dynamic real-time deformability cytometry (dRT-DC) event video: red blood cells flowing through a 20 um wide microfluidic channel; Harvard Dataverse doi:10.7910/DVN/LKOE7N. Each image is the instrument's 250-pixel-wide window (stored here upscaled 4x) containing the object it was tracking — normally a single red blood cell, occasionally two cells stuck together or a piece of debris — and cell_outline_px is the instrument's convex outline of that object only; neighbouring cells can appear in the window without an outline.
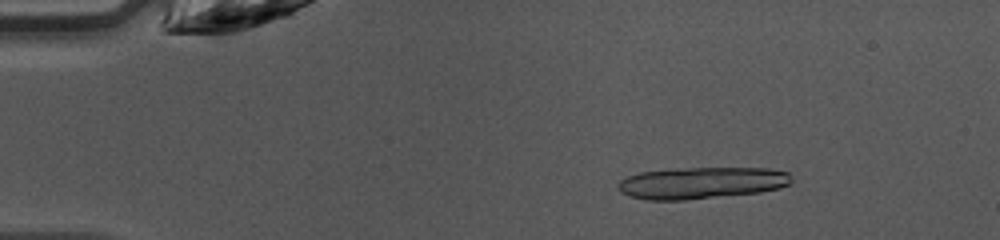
{"species": "common noctule bat (a hibernating species)", "species_latin": "Nyctalus noctula", "temperature_condition": "warm", "stored_images_in_passage": 47, "camera_frame_rate_fps": 3000, "um_per_image_px": 0.085, "animal": {"sex": "female", "body_mass_g": 10.0, "forearm_length_mm": 53.1}, "frame": {"image": 1, "passage_image": 7, "time_ms": 2.0, "image_size_px": [1000, 240], "cell_outline_px": [[792, 180], [788, 184], [780, 188], [760, 192], [684, 200], [648, 200], [628, 196], [620, 192], [616, 188], [616, 184], [620, 180], [628, 176], [640, 172], [676, 168], [768, 168], [788, 172]], "centroid_in_image_um": [59.58, 15.54], "position_along_channel_um": 25.4, "area_um2": 32.25}}
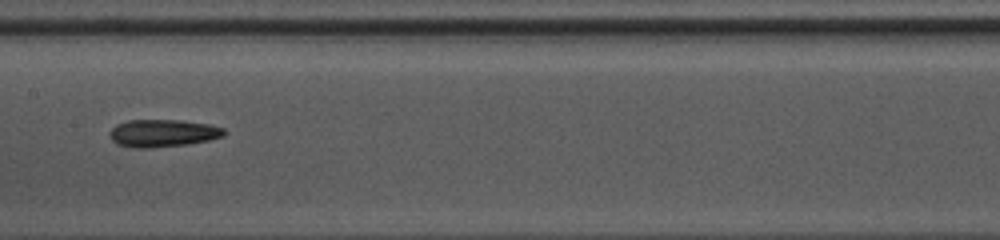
{"frame": {"image": 2, "passage_image": 24, "time_ms": 7.667, "image_size_px": [1000, 240], "cell_outline_px": [[228, 132], [224, 136], [208, 140], [188, 144], [152, 148], [132, 148], [116, 144], [112, 140], [108, 132], [116, 124], [128, 120], [180, 120], [208, 124], [224, 128]], "centroid_in_image_um": [13.83, 11.32], "position_along_channel_um": 193.6, "area_um2": 18.55}}
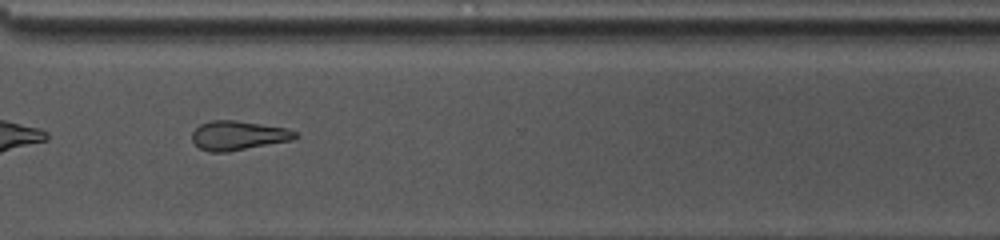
{"frame": {"image": 3, "passage_image": 35, "time_ms": 11.333, "image_size_px": [1000, 240], "cell_outline_px": [[300, 136], [292, 140], [228, 152], [208, 152], [200, 148], [192, 140], [192, 132], [200, 124], [212, 120], [236, 120], [284, 128], [296, 132]], "centroid_in_image_um": [20.23, 11.52], "position_along_channel_um": 350.4, "area_um2": 17.51}, "authors_computed_cell_mechanics": {"area_um2": 18.496, "velocity_mm_per_s": 4.3019, "shape_relaxation_time_tau1_ms": null, "shape_relaxation_time_tau2_ms": 6.5147, "deformation_change_tau1": null, "deformation_change_tau2": 0.184}}